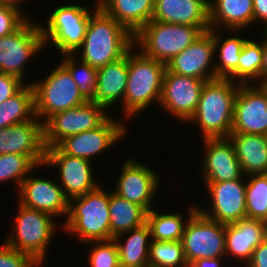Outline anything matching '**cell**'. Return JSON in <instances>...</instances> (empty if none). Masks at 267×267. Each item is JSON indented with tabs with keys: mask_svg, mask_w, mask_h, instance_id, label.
I'll return each mask as SVG.
<instances>
[{
	"mask_svg": "<svg viewBox=\"0 0 267 267\" xmlns=\"http://www.w3.org/2000/svg\"><path fill=\"white\" fill-rule=\"evenodd\" d=\"M209 29L151 20L134 35V45H140L144 55L167 64Z\"/></svg>",
	"mask_w": 267,
	"mask_h": 267,
	"instance_id": "cell-5",
	"label": "cell"
},
{
	"mask_svg": "<svg viewBox=\"0 0 267 267\" xmlns=\"http://www.w3.org/2000/svg\"><path fill=\"white\" fill-rule=\"evenodd\" d=\"M17 76L0 73V104L15 95L26 83Z\"/></svg>",
	"mask_w": 267,
	"mask_h": 267,
	"instance_id": "cell-41",
	"label": "cell"
},
{
	"mask_svg": "<svg viewBox=\"0 0 267 267\" xmlns=\"http://www.w3.org/2000/svg\"><path fill=\"white\" fill-rule=\"evenodd\" d=\"M263 64V40H247L241 50L237 69L228 77L240 84H247L250 80L261 81V67Z\"/></svg>",
	"mask_w": 267,
	"mask_h": 267,
	"instance_id": "cell-31",
	"label": "cell"
},
{
	"mask_svg": "<svg viewBox=\"0 0 267 267\" xmlns=\"http://www.w3.org/2000/svg\"><path fill=\"white\" fill-rule=\"evenodd\" d=\"M90 16L81 47V60L100 68L124 57L134 46V35L98 5ZM80 50V51H79Z\"/></svg>",
	"mask_w": 267,
	"mask_h": 267,
	"instance_id": "cell-1",
	"label": "cell"
},
{
	"mask_svg": "<svg viewBox=\"0 0 267 267\" xmlns=\"http://www.w3.org/2000/svg\"><path fill=\"white\" fill-rule=\"evenodd\" d=\"M46 165L59 168L58 174L62 182L60 186L68 200L82 196L100 186L94 181L91 161L66 155L57 146L45 150L43 166Z\"/></svg>",
	"mask_w": 267,
	"mask_h": 267,
	"instance_id": "cell-14",
	"label": "cell"
},
{
	"mask_svg": "<svg viewBox=\"0 0 267 267\" xmlns=\"http://www.w3.org/2000/svg\"><path fill=\"white\" fill-rule=\"evenodd\" d=\"M128 79V53L111 63L98 68L94 102L110 108L117 101L123 103Z\"/></svg>",
	"mask_w": 267,
	"mask_h": 267,
	"instance_id": "cell-24",
	"label": "cell"
},
{
	"mask_svg": "<svg viewBox=\"0 0 267 267\" xmlns=\"http://www.w3.org/2000/svg\"><path fill=\"white\" fill-rule=\"evenodd\" d=\"M54 181L25 177L19 188L18 202L23 206L46 212L53 217L68 214L69 200L61 186Z\"/></svg>",
	"mask_w": 267,
	"mask_h": 267,
	"instance_id": "cell-20",
	"label": "cell"
},
{
	"mask_svg": "<svg viewBox=\"0 0 267 267\" xmlns=\"http://www.w3.org/2000/svg\"><path fill=\"white\" fill-rule=\"evenodd\" d=\"M15 230L8 235V246L32 256L38 263H44L49 243L56 231L53 216L36 209H30L19 203Z\"/></svg>",
	"mask_w": 267,
	"mask_h": 267,
	"instance_id": "cell-6",
	"label": "cell"
},
{
	"mask_svg": "<svg viewBox=\"0 0 267 267\" xmlns=\"http://www.w3.org/2000/svg\"><path fill=\"white\" fill-rule=\"evenodd\" d=\"M257 84L263 90L264 94L267 97V80L259 81Z\"/></svg>",
	"mask_w": 267,
	"mask_h": 267,
	"instance_id": "cell-47",
	"label": "cell"
},
{
	"mask_svg": "<svg viewBox=\"0 0 267 267\" xmlns=\"http://www.w3.org/2000/svg\"><path fill=\"white\" fill-rule=\"evenodd\" d=\"M246 183L245 202L247 218L267 222V174H251Z\"/></svg>",
	"mask_w": 267,
	"mask_h": 267,
	"instance_id": "cell-35",
	"label": "cell"
},
{
	"mask_svg": "<svg viewBox=\"0 0 267 267\" xmlns=\"http://www.w3.org/2000/svg\"><path fill=\"white\" fill-rule=\"evenodd\" d=\"M254 23L262 21L265 24L264 31H267V0H253ZM259 20V21H258Z\"/></svg>",
	"mask_w": 267,
	"mask_h": 267,
	"instance_id": "cell-43",
	"label": "cell"
},
{
	"mask_svg": "<svg viewBox=\"0 0 267 267\" xmlns=\"http://www.w3.org/2000/svg\"><path fill=\"white\" fill-rule=\"evenodd\" d=\"M37 167L27 156L20 154L0 155V182H16L17 189L25 177Z\"/></svg>",
	"mask_w": 267,
	"mask_h": 267,
	"instance_id": "cell-37",
	"label": "cell"
},
{
	"mask_svg": "<svg viewBox=\"0 0 267 267\" xmlns=\"http://www.w3.org/2000/svg\"><path fill=\"white\" fill-rule=\"evenodd\" d=\"M228 78L205 82L197 109L189 123H198L202 138H225L231 134L234 100L239 83Z\"/></svg>",
	"mask_w": 267,
	"mask_h": 267,
	"instance_id": "cell-2",
	"label": "cell"
},
{
	"mask_svg": "<svg viewBox=\"0 0 267 267\" xmlns=\"http://www.w3.org/2000/svg\"><path fill=\"white\" fill-rule=\"evenodd\" d=\"M31 84L35 92V114L40 120L44 119L43 124L52 115L87 102L61 63L46 78Z\"/></svg>",
	"mask_w": 267,
	"mask_h": 267,
	"instance_id": "cell-7",
	"label": "cell"
},
{
	"mask_svg": "<svg viewBox=\"0 0 267 267\" xmlns=\"http://www.w3.org/2000/svg\"><path fill=\"white\" fill-rule=\"evenodd\" d=\"M240 84L234 100L231 133L267 136V97L258 85Z\"/></svg>",
	"mask_w": 267,
	"mask_h": 267,
	"instance_id": "cell-15",
	"label": "cell"
},
{
	"mask_svg": "<svg viewBox=\"0 0 267 267\" xmlns=\"http://www.w3.org/2000/svg\"><path fill=\"white\" fill-rule=\"evenodd\" d=\"M220 258H204L188 264L187 267H221Z\"/></svg>",
	"mask_w": 267,
	"mask_h": 267,
	"instance_id": "cell-44",
	"label": "cell"
},
{
	"mask_svg": "<svg viewBox=\"0 0 267 267\" xmlns=\"http://www.w3.org/2000/svg\"><path fill=\"white\" fill-rule=\"evenodd\" d=\"M220 33L213 29L215 53L219 49V63H215L216 77L228 78L237 69L241 50L248 39L233 36L221 41Z\"/></svg>",
	"mask_w": 267,
	"mask_h": 267,
	"instance_id": "cell-32",
	"label": "cell"
},
{
	"mask_svg": "<svg viewBox=\"0 0 267 267\" xmlns=\"http://www.w3.org/2000/svg\"><path fill=\"white\" fill-rule=\"evenodd\" d=\"M215 55L213 29H209L172 58L166 64V68L170 72L180 75L191 76L206 82L211 81L217 79L215 65L212 61L213 58H217Z\"/></svg>",
	"mask_w": 267,
	"mask_h": 267,
	"instance_id": "cell-17",
	"label": "cell"
},
{
	"mask_svg": "<svg viewBox=\"0 0 267 267\" xmlns=\"http://www.w3.org/2000/svg\"><path fill=\"white\" fill-rule=\"evenodd\" d=\"M242 180L239 178L234 181L205 182L212 207L210 211L201 207L197 209L206 217L225 225L246 218V183Z\"/></svg>",
	"mask_w": 267,
	"mask_h": 267,
	"instance_id": "cell-18",
	"label": "cell"
},
{
	"mask_svg": "<svg viewBox=\"0 0 267 267\" xmlns=\"http://www.w3.org/2000/svg\"><path fill=\"white\" fill-rule=\"evenodd\" d=\"M92 11L87 7L68 4L55 8L47 24L39 25L44 46L51 42L63 55H75L81 47Z\"/></svg>",
	"mask_w": 267,
	"mask_h": 267,
	"instance_id": "cell-8",
	"label": "cell"
},
{
	"mask_svg": "<svg viewBox=\"0 0 267 267\" xmlns=\"http://www.w3.org/2000/svg\"><path fill=\"white\" fill-rule=\"evenodd\" d=\"M213 1H209L210 29H217V25H222L221 27L227 28V32L231 30V33L254 24L253 0Z\"/></svg>",
	"mask_w": 267,
	"mask_h": 267,
	"instance_id": "cell-26",
	"label": "cell"
},
{
	"mask_svg": "<svg viewBox=\"0 0 267 267\" xmlns=\"http://www.w3.org/2000/svg\"><path fill=\"white\" fill-rule=\"evenodd\" d=\"M109 216V193L99 186L69 200L67 218L62 226L70 234L78 235L83 244L110 240Z\"/></svg>",
	"mask_w": 267,
	"mask_h": 267,
	"instance_id": "cell-4",
	"label": "cell"
},
{
	"mask_svg": "<svg viewBox=\"0 0 267 267\" xmlns=\"http://www.w3.org/2000/svg\"><path fill=\"white\" fill-rule=\"evenodd\" d=\"M197 208H190L181 240L187 263L204 258L223 259L225 224L206 217Z\"/></svg>",
	"mask_w": 267,
	"mask_h": 267,
	"instance_id": "cell-9",
	"label": "cell"
},
{
	"mask_svg": "<svg viewBox=\"0 0 267 267\" xmlns=\"http://www.w3.org/2000/svg\"><path fill=\"white\" fill-rule=\"evenodd\" d=\"M210 0H155L152 20L169 24L210 27Z\"/></svg>",
	"mask_w": 267,
	"mask_h": 267,
	"instance_id": "cell-23",
	"label": "cell"
},
{
	"mask_svg": "<svg viewBox=\"0 0 267 267\" xmlns=\"http://www.w3.org/2000/svg\"><path fill=\"white\" fill-rule=\"evenodd\" d=\"M125 235V243L121 241ZM151 229L148 223L117 235L114 240L118 248L119 265L125 267H148V252Z\"/></svg>",
	"mask_w": 267,
	"mask_h": 267,
	"instance_id": "cell-28",
	"label": "cell"
},
{
	"mask_svg": "<svg viewBox=\"0 0 267 267\" xmlns=\"http://www.w3.org/2000/svg\"><path fill=\"white\" fill-rule=\"evenodd\" d=\"M155 0H98L99 7L135 35L152 20Z\"/></svg>",
	"mask_w": 267,
	"mask_h": 267,
	"instance_id": "cell-25",
	"label": "cell"
},
{
	"mask_svg": "<svg viewBox=\"0 0 267 267\" xmlns=\"http://www.w3.org/2000/svg\"><path fill=\"white\" fill-rule=\"evenodd\" d=\"M117 186L113 192L123 199L142 206L147 212L154 203L153 196L158 189V174L145 164L129 158L122 164Z\"/></svg>",
	"mask_w": 267,
	"mask_h": 267,
	"instance_id": "cell-19",
	"label": "cell"
},
{
	"mask_svg": "<svg viewBox=\"0 0 267 267\" xmlns=\"http://www.w3.org/2000/svg\"><path fill=\"white\" fill-rule=\"evenodd\" d=\"M246 267H267V238L262 241L253 251Z\"/></svg>",
	"mask_w": 267,
	"mask_h": 267,
	"instance_id": "cell-42",
	"label": "cell"
},
{
	"mask_svg": "<svg viewBox=\"0 0 267 267\" xmlns=\"http://www.w3.org/2000/svg\"><path fill=\"white\" fill-rule=\"evenodd\" d=\"M134 47L128 51V79L122 103L125 118L147 109L153 100L160 102L166 70V64L141 51L135 54Z\"/></svg>",
	"mask_w": 267,
	"mask_h": 267,
	"instance_id": "cell-3",
	"label": "cell"
},
{
	"mask_svg": "<svg viewBox=\"0 0 267 267\" xmlns=\"http://www.w3.org/2000/svg\"><path fill=\"white\" fill-rule=\"evenodd\" d=\"M21 11L13 6L0 4V38L12 34L28 19Z\"/></svg>",
	"mask_w": 267,
	"mask_h": 267,
	"instance_id": "cell-39",
	"label": "cell"
},
{
	"mask_svg": "<svg viewBox=\"0 0 267 267\" xmlns=\"http://www.w3.org/2000/svg\"><path fill=\"white\" fill-rule=\"evenodd\" d=\"M236 157L243 174H267V136L231 133Z\"/></svg>",
	"mask_w": 267,
	"mask_h": 267,
	"instance_id": "cell-27",
	"label": "cell"
},
{
	"mask_svg": "<svg viewBox=\"0 0 267 267\" xmlns=\"http://www.w3.org/2000/svg\"><path fill=\"white\" fill-rule=\"evenodd\" d=\"M29 18L12 34L0 38L1 73L24 79L25 64L45 48L39 24Z\"/></svg>",
	"mask_w": 267,
	"mask_h": 267,
	"instance_id": "cell-10",
	"label": "cell"
},
{
	"mask_svg": "<svg viewBox=\"0 0 267 267\" xmlns=\"http://www.w3.org/2000/svg\"><path fill=\"white\" fill-rule=\"evenodd\" d=\"M61 64L69 71L72 79L79 88V92L87 101L94 102V91L97 86L98 68L80 61L76 64L75 55H63ZM80 65V66H79ZM80 67V68H79Z\"/></svg>",
	"mask_w": 267,
	"mask_h": 267,
	"instance_id": "cell-36",
	"label": "cell"
},
{
	"mask_svg": "<svg viewBox=\"0 0 267 267\" xmlns=\"http://www.w3.org/2000/svg\"><path fill=\"white\" fill-rule=\"evenodd\" d=\"M123 123L109 116L97 128L66 137L57 147L66 155L91 161L92 157L121 141L128 129Z\"/></svg>",
	"mask_w": 267,
	"mask_h": 267,
	"instance_id": "cell-12",
	"label": "cell"
},
{
	"mask_svg": "<svg viewBox=\"0 0 267 267\" xmlns=\"http://www.w3.org/2000/svg\"><path fill=\"white\" fill-rule=\"evenodd\" d=\"M267 238V222L243 218L225 225V254L243 261H250L254 249Z\"/></svg>",
	"mask_w": 267,
	"mask_h": 267,
	"instance_id": "cell-22",
	"label": "cell"
},
{
	"mask_svg": "<svg viewBox=\"0 0 267 267\" xmlns=\"http://www.w3.org/2000/svg\"><path fill=\"white\" fill-rule=\"evenodd\" d=\"M263 64L261 67V81L267 80V31H263Z\"/></svg>",
	"mask_w": 267,
	"mask_h": 267,
	"instance_id": "cell-45",
	"label": "cell"
},
{
	"mask_svg": "<svg viewBox=\"0 0 267 267\" xmlns=\"http://www.w3.org/2000/svg\"><path fill=\"white\" fill-rule=\"evenodd\" d=\"M149 267H187L181 241H159L150 239Z\"/></svg>",
	"mask_w": 267,
	"mask_h": 267,
	"instance_id": "cell-34",
	"label": "cell"
},
{
	"mask_svg": "<svg viewBox=\"0 0 267 267\" xmlns=\"http://www.w3.org/2000/svg\"><path fill=\"white\" fill-rule=\"evenodd\" d=\"M203 140L206 155L201 168L205 182L234 181L243 177L241 165L229 137Z\"/></svg>",
	"mask_w": 267,
	"mask_h": 267,
	"instance_id": "cell-21",
	"label": "cell"
},
{
	"mask_svg": "<svg viewBox=\"0 0 267 267\" xmlns=\"http://www.w3.org/2000/svg\"><path fill=\"white\" fill-rule=\"evenodd\" d=\"M105 110L108 109L87 101L52 115L43 124L45 149L57 146L66 137L97 128L110 116Z\"/></svg>",
	"mask_w": 267,
	"mask_h": 267,
	"instance_id": "cell-11",
	"label": "cell"
},
{
	"mask_svg": "<svg viewBox=\"0 0 267 267\" xmlns=\"http://www.w3.org/2000/svg\"><path fill=\"white\" fill-rule=\"evenodd\" d=\"M35 117V92L31 83L0 104V129Z\"/></svg>",
	"mask_w": 267,
	"mask_h": 267,
	"instance_id": "cell-30",
	"label": "cell"
},
{
	"mask_svg": "<svg viewBox=\"0 0 267 267\" xmlns=\"http://www.w3.org/2000/svg\"><path fill=\"white\" fill-rule=\"evenodd\" d=\"M85 244H94L88 258L90 267H117L119 265L118 248L114 239Z\"/></svg>",
	"mask_w": 267,
	"mask_h": 267,
	"instance_id": "cell-38",
	"label": "cell"
},
{
	"mask_svg": "<svg viewBox=\"0 0 267 267\" xmlns=\"http://www.w3.org/2000/svg\"><path fill=\"white\" fill-rule=\"evenodd\" d=\"M180 213L160 214L151 209L147 212V223L151 229V239L159 241H181L185 225Z\"/></svg>",
	"mask_w": 267,
	"mask_h": 267,
	"instance_id": "cell-33",
	"label": "cell"
},
{
	"mask_svg": "<svg viewBox=\"0 0 267 267\" xmlns=\"http://www.w3.org/2000/svg\"><path fill=\"white\" fill-rule=\"evenodd\" d=\"M205 82L198 78L170 72L166 68L159 105L175 118L187 123L197 109Z\"/></svg>",
	"mask_w": 267,
	"mask_h": 267,
	"instance_id": "cell-13",
	"label": "cell"
},
{
	"mask_svg": "<svg viewBox=\"0 0 267 267\" xmlns=\"http://www.w3.org/2000/svg\"><path fill=\"white\" fill-rule=\"evenodd\" d=\"M109 215L111 239L147 221V211L142 206L121 198L113 191L109 193Z\"/></svg>",
	"mask_w": 267,
	"mask_h": 267,
	"instance_id": "cell-29",
	"label": "cell"
},
{
	"mask_svg": "<svg viewBox=\"0 0 267 267\" xmlns=\"http://www.w3.org/2000/svg\"><path fill=\"white\" fill-rule=\"evenodd\" d=\"M43 119L37 116L22 123L0 129V155L27 156L36 166L44 165L45 146Z\"/></svg>",
	"mask_w": 267,
	"mask_h": 267,
	"instance_id": "cell-16",
	"label": "cell"
},
{
	"mask_svg": "<svg viewBox=\"0 0 267 267\" xmlns=\"http://www.w3.org/2000/svg\"><path fill=\"white\" fill-rule=\"evenodd\" d=\"M23 1L24 0H0V4L1 5H10V6H13V7L20 9V7H19L21 5L20 3Z\"/></svg>",
	"mask_w": 267,
	"mask_h": 267,
	"instance_id": "cell-46",
	"label": "cell"
},
{
	"mask_svg": "<svg viewBox=\"0 0 267 267\" xmlns=\"http://www.w3.org/2000/svg\"><path fill=\"white\" fill-rule=\"evenodd\" d=\"M41 266L32 256L19 252L5 242L0 247V267H37Z\"/></svg>",
	"mask_w": 267,
	"mask_h": 267,
	"instance_id": "cell-40",
	"label": "cell"
}]
</instances>
